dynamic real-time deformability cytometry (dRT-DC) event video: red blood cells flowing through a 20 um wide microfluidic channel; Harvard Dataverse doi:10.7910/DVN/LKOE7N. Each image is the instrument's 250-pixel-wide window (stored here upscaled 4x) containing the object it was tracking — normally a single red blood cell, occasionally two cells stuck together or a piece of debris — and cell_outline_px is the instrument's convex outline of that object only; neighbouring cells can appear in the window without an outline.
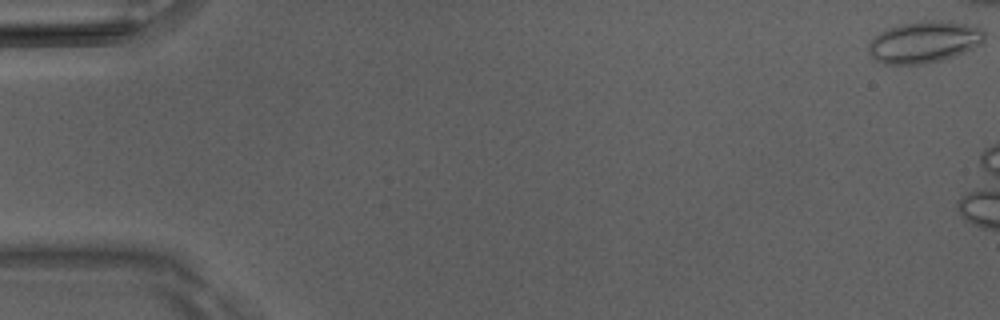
{"species": "Egyptian fruit bat (a non-hibernating species)", "species_latin": "Rousettus aegyptiacus", "temperature_condition": "room temperature", "stored_images_in_passage": 9, "camera_frame_rate_fps": 3000, "um_per_image_px": 0.085, "animal": {"sex": "male"}, "frame": {"image": 1, "passage_image": 1, "time_ms": 0.0, "image_size_px": [1000, 320], "cell_outline_px": [[984, 44], [964, 52], [940, 60], [924, 64], [884, 64], [876, 60], [868, 52], [868, 44], [880, 32], [888, 28], [900, 24], [920, 20], [948, 20], [980, 28], [984, 32]], "centroid_in_image_um": [78.56, 3.56], "position_along_channel_um": 6.4, "area_um2": 28.21}}